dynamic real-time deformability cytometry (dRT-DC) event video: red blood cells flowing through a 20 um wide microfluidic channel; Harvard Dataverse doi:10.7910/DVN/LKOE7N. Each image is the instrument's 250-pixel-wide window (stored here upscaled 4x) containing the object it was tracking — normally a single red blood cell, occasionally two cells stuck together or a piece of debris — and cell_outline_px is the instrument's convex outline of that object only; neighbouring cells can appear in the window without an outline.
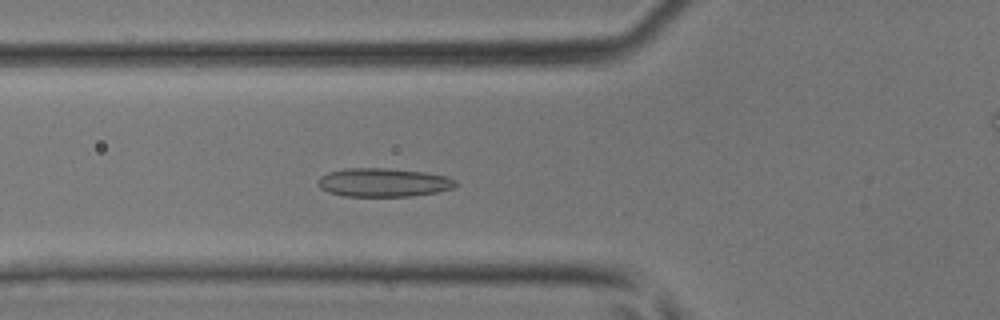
{"species": "common noctule bat (a hibernating species)", "species_latin": "Nyctalus noctula", "temperature_condition": "room temperature", "stored_images_in_passage": 33, "camera_frame_rate_fps": 3000, "um_per_image_px": 0.085, "animal": {"sex": "male", "body_mass_g": 17.9, "forearm_length_mm": 54.2}, "frame": {"image": 1, "passage_image": 7, "time_ms": 2.0, "image_size_px": [1000, 320], "cell_outline_px": [[460, 184], [452, 188], [436, 192], [412, 196], [344, 196], [328, 192], [320, 188], [320, 176], [328, 172], [344, 168], [388, 168], [424, 172], [448, 176], [456, 180]], "centroid_in_image_um": [32.63, 15.5], "position_along_channel_um": 93.2, "area_um2": 23.0}}
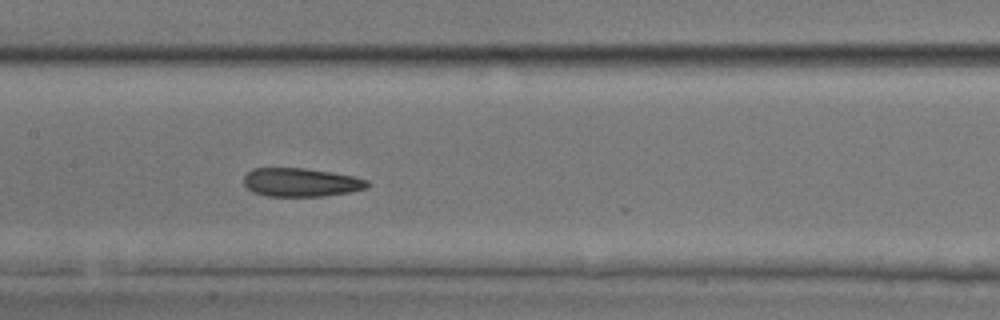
{"frame": {"image": 2, "passage_image": 13, "time_ms": 4.0, "image_size_px": [1000, 320], "cell_outline_px": [[372, 184], [368, 188], [348, 192], [324, 196], [268, 196], [252, 192], [244, 184], [244, 176], [252, 168], [304, 168], [356, 176], [368, 180]], "centroid_in_image_um": [25.61, 15.5], "position_along_channel_um": 181.8, "area_um2": 20.69}}
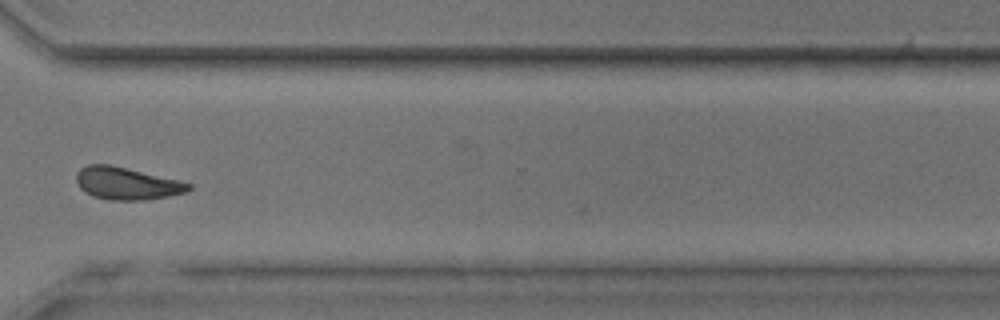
{"frame": {"image": 3, "passage_image": 25, "time_ms": 8.0, "image_size_px": [1000, 320], "cell_outline_px": [[192, 188], [184, 192], [168, 196], [144, 200], [108, 200], [92, 196], [84, 192], [80, 188], [76, 180], [76, 172], [80, 168], [88, 164], [112, 164], [192, 184]], "centroid_in_image_um": [10.71, 15.59], "position_along_channel_um": 359.9, "area_um2": 21.15}}